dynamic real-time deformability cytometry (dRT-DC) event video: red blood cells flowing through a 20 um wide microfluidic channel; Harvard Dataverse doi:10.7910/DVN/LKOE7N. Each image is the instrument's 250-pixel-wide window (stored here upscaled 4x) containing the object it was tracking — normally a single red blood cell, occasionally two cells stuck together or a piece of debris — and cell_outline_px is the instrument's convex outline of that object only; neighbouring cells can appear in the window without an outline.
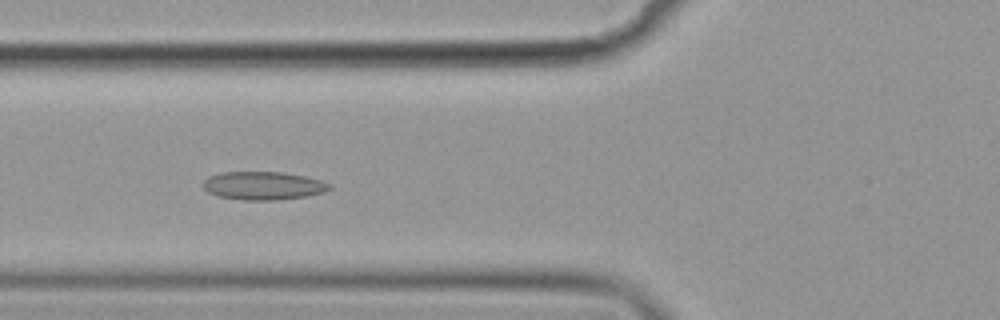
{"species": "common noctule bat (a hibernating species)", "species_latin": "Nyctalus noctula", "temperature_condition": "cold", "stored_images_in_passage": 41, "camera_frame_rate_fps": 3000, "um_per_image_px": 0.085, "animal": {"sex": "female", "body_mass_g": 19.9}, "frame": {"image": 1, "passage_image": 12, "time_ms": 3.667, "image_size_px": [1000, 320], "cell_outline_px": [[332, 188], [324, 192], [308, 196], [276, 200], [240, 200], [220, 196], [208, 192], [200, 184], [208, 176], [220, 172], [284, 172], [304, 176], [320, 180], [332, 184]], "centroid_in_image_um": [22.37, 15.78], "position_along_channel_um": 103.4, "area_um2": 20.98}}
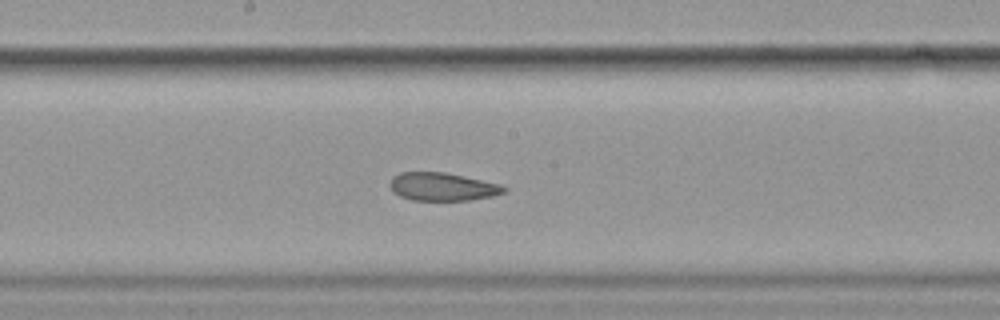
{"frame": {"image": 2, "passage_image": 21, "time_ms": 6.667, "image_size_px": [1000, 320], "cell_outline_px": [[508, 188], [504, 192], [492, 196], [468, 200], [412, 200], [400, 196], [388, 184], [392, 176], [400, 172], [444, 172], [500, 184]], "centroid_in_image_um": [37.59, 15.86], "position_along_channel_um": 210.6, "area_um2": 18.5}}
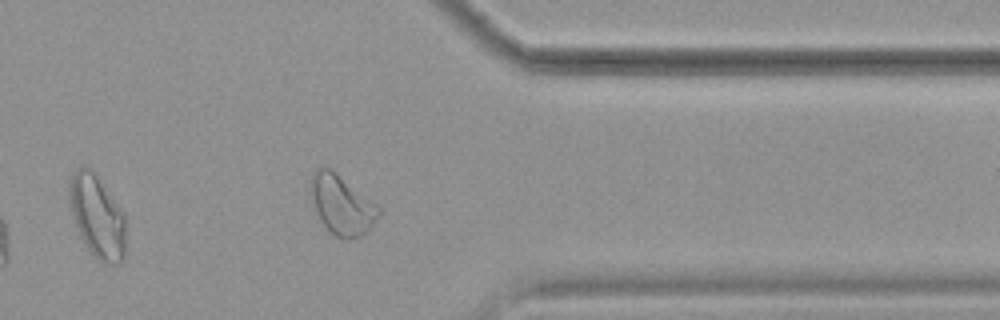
{"frame": {"image": 3, "passage_image": 36, "time_ms": 11.667, "image_size_px": [1000, 320], "cell_outline_px": [[380, 212], [372, 224], [360, 236], [348, 240], [336, 236], [320, 220], [312, 204], [308, 192], [308, 184], [316, 168], [324, 164], [332, 168], [376, 204], [380, 208]], "centroid_in_image_um": [28.97, 17.33], "position_along_channel_um": 382.4, "area_um2": 23.7}, "authors_computed_cell_mechanics": {"area_um2": 20.4612, "velocity_mm_per_s": 3.5773, "shape_relaxation_time_tau1_ms": null, "shape_relaxation_time_tau2_ms": 2.6319, "deformation_change_tau1": null, "deformation_change_tau2": 0.0841}}